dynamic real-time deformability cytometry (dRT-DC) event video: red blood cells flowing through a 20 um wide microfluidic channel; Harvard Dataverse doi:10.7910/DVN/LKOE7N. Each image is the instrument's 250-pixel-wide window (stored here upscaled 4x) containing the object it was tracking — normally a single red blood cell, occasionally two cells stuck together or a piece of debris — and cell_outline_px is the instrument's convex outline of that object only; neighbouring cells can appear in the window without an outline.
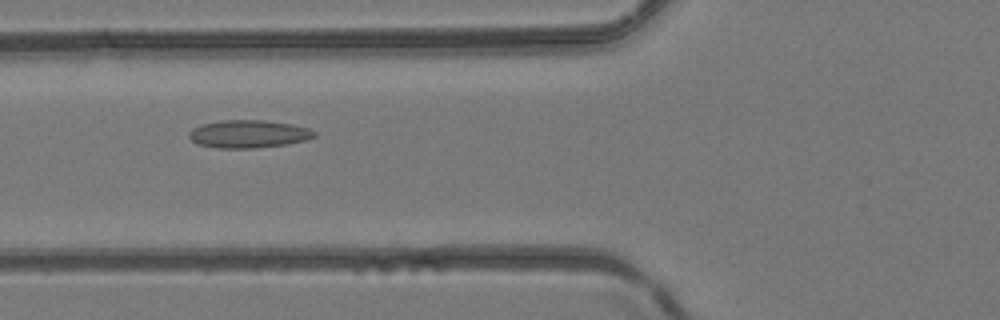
{"species": "common noctule bat (a hibernating species)", "species_latin": "Nyctalus noctula", "temperature_condition": "room temperature", "stored_images_in_passage": 3, "camera_frame_rate_fps": 3000, "um_per_image_px": 0.085, "animal": {"sex": "female", "body_mass_g": 24.6, "forearm_length_mm": 56.2}, "frame": {"image": 1, "passage_image": 3, "time_ms": 0.667, "image_size_px": [1000, 320], "cell_outline_px": [[316, 136], [308, 140], [288, 144], [256, 148], [220, 148], [196, 144], [188, 136], [188, 132], [192, 128], [200, 124], [220, 120], [264, 120], [292, 124], [308, 128], [316, 132]], "centroid_in_image_um": [21.12, 11.38], "position_along_channel_um": 104.7, "area_um2": 20.58}}